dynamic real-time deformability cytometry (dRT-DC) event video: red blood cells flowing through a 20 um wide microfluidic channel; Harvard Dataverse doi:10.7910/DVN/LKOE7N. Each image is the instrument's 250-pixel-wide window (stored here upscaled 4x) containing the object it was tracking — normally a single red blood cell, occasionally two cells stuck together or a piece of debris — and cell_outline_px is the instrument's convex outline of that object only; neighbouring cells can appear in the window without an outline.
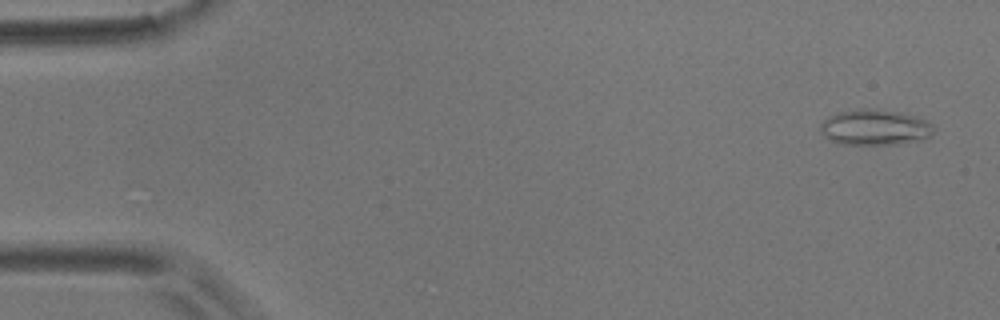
{"species": "common noctule bat (a hibernating species)", "species_latin": "Nyctalus noctula", "temperature_condition": "room temperature", "stored_images_in_passage": 5, "camera_frame_rate_fps": 3000, "um_per_image_px": 0.085, "animal": {"sex": "male", "body_mass_g": 17.9}, "frame": {"image": 1, "passage_image": 1, "time_ms": 0.0, "image_size_px": [1000, 320], "cell_outline_px": [[932, 136], [920, 140], [900, 144], [840, 144], [828, 140], [820, 132], [820, 124], [828, 116], [840, 112], [860, 108], [868, 108], [900, 112], [916, 116], [928, 120], [932, 124]], "centroid_in_image_um": [74.36, 10.83], "position_along_channel_um": 10.6, "area_um2": 23.76}}